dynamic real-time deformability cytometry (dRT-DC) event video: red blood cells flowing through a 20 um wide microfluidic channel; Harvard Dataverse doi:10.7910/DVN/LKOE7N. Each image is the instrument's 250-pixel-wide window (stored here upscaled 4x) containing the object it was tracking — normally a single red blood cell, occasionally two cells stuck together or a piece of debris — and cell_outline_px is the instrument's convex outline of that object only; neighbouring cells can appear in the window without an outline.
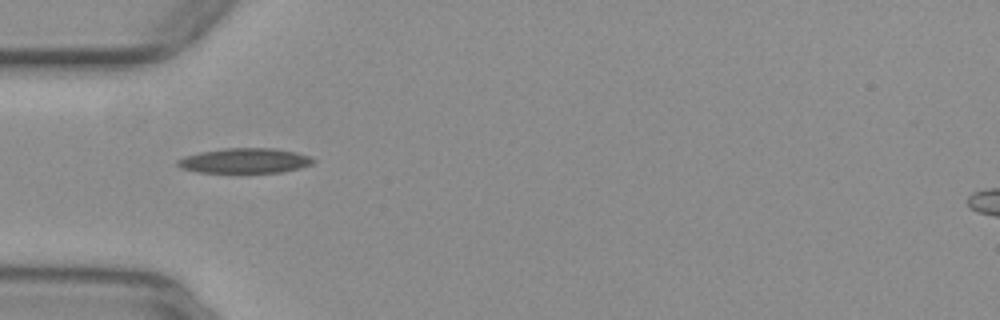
{"species": "common noctule bat (a hibernating species)", "species_latin": "Nyctalus noctula", "temperature_condition": "warm", "stored_images_in_passage": 37, "camera_frame_rate_fps": 3000, "um_per_image_px": 0.085, "animal": {"sex": "female", "body_mass_g": 29.2, "forearm_length_mm": 56.3}, "frame": {"image": 1, "passage_image": 3, "time_ms": 0.667, "image_size_px": [1000, 320], "cell_outline_px": [[316, 160], [312, 164], [300, 168], [280, 172], [200, 172], [180, 168], [176, 164], [176, 160], [184, 156], [200, 152], [224, 148], [276, 148], [296, 152], [308, 156]], "centroid_in_image_um": [20.79, 13.65], "position_along_channel_um": 64.2, "area_um2": 19.71}}
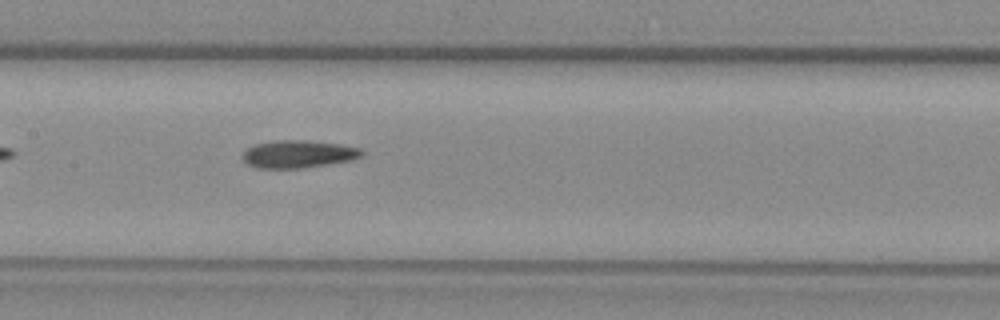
{"frame": {"image": 2, "passage_image": 12, "time_ms": 3.667, "image_size_px": [1000, 320], "cell_outline_px": [[364, 152], [360, 156], [348, 160], [328, 164], [304, 168], [256, 168], [248, 164], [244, 160], [244, 152], [248, 148], [256, 144], [272, 140], [304, 140], [340, 144], [360, 148]], "centroid_in_image_um": [25.34, 13.09], "position_along_channel_um": 182.1, "area_um2": 18.96}}
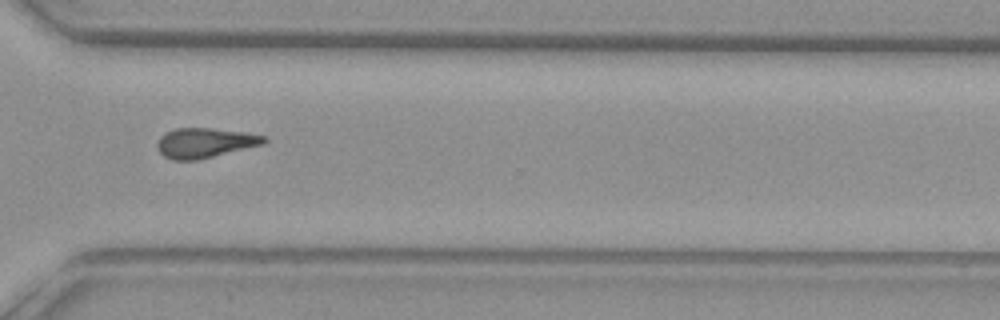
{"frame": {"image": 3, "passage_image": 25, "time_ms": 8.0, "image_size_px": [1000, 320], "cell_outline_px": [[268, 140], [264, 144], [196, 160], [172, 160], [164, 156], [160, 152], [156, 144], [160, 136], [164, 132], [176, 128], [212, 128], [244, 132], [268, 136]], "centroid_in_image_um": [17.41, 12.13], "position_along_channel_um": 353.2, "area_um2": 18.61}}